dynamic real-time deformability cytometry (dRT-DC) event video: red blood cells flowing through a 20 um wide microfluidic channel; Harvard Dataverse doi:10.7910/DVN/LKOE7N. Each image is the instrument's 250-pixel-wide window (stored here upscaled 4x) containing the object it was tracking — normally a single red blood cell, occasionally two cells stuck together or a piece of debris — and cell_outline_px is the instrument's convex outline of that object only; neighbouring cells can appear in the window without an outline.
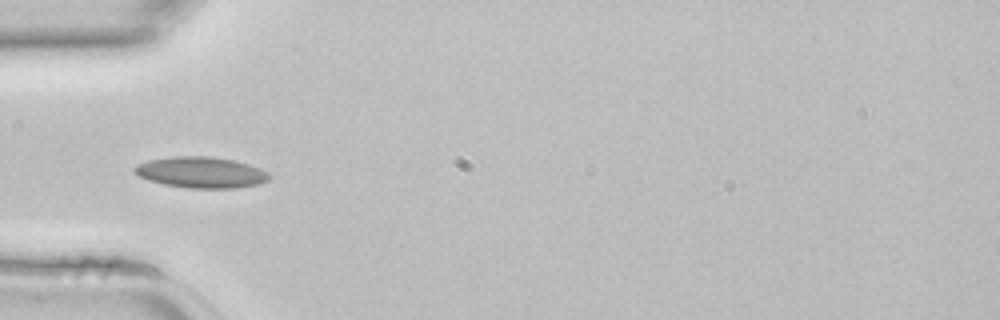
{"species": "common noctule bat (a hibernating species)", "species_latin": "Nyctalus noctula", "temperature_condition": "room temperature", "stored_images_in_passage": 16, "camera_frame_rate_fps": 3000, "um_per_image_px": 0.085, "animal": {"sex": "female", "body_mass_g": 22.7, "forearm_length_mm": 54.2}, "frame": {"image": 1, "passage_image": 1, "time_ms": 0.0, "image_size_px": [1000, 320], "cell_outline_px": [[272, 176], [268, 180], [256, 184], [236, 188], [188, 188], [164, 184], [148, 180], [140, 176], [132, 168], [136, 164], [148, 160], [172, 156], [208, 156], [232, 160], [248, 164], [260, 168], [268, 172]], "centroid_in_image_um": [17.08, 14.65], "position_along_channel_um": 67.9, "area_um2": 24.33}}